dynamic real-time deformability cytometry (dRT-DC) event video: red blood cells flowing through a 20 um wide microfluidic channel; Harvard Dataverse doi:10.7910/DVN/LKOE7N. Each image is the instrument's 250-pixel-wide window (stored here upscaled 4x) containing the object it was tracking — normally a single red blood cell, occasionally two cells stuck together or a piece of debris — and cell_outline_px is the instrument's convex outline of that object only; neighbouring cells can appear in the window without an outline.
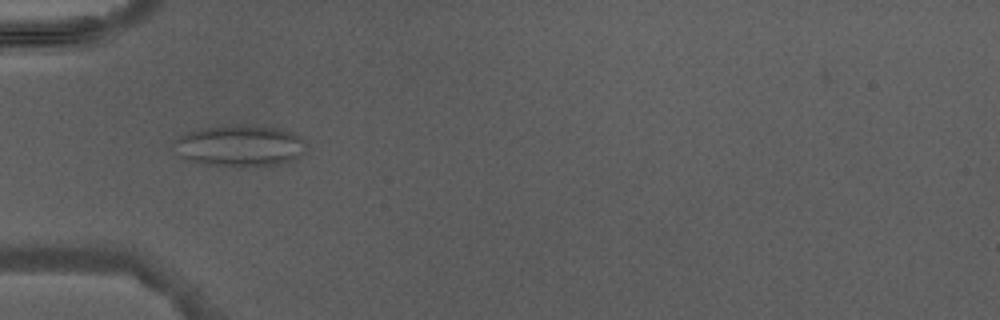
{"species": "Egyptian fruit bat (a non-hibernating species)", "species_latin": "Rousettus aegyptiacus", "temperature_condition": "warm", "stored_images_in_passage": 1, "camera_frame_rate_fps": 3000, "um_per_image_px": 0.085, "animal": {"sex": "male"}, "frame": {"image": 1, "passage_image": 1, "time_ms": 0.0, "image_size_px": [1000, 320], "cell_outline_px": [[304, 152], [292, 160], [276, 164], [244, 168], [236, 168], [204, 164], [180, 156], [176, 140], [180, 136], [188, 132], [200, 128], [280, 128], [292, 132], [300, 136], [304, 140]], "centroid_in_image_um": [20.44, 12.46], "position_along_channel_um": 64.6, "area_um2": 30.75}}